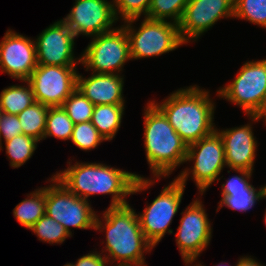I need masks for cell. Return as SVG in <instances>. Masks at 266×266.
<instances>
[{
	"mask_svg": "<svg viewBox=\"0 0 266 266\" xmlns=\"http://www.w3.org/2000/svg\"><path fill=\"white\" fill-rule=\"evenodd\" d=\"M182 218L176 235V244L187 266L197 260L207 248L212 236V228L206 211L200 200H193L182 212Z\"/></svg>",
	"mask_w": 266,
	"mask_h": 266,
	"instance_id": "12",
	"label": "cell"
},
{
	"mask_svg": "<svg viewBox=\"0 0 266 266\" xmlns=\"http://www.w3.org/2000/svg\"><path fill=\"white\" fill-rule=\"evenodd\" d=\"M234 18V0H189L178 24L184 43L195 40L221 18Z\"/></svg>",
	"mask_w": 266,
	"mask_h": 266,
	"instance_id": "13",
	"label": "cell"
},
{
	"mask_svg": "<svg viewBox=\"0 0 266 266\" xmlns=\"http://www.w3.org/2000/svg\"><path fill=\"white\" fill-rule=\"evenodd\" d=\"M64 266H73V263H67Z\"/></svg>",
	"mask_w": 266,
	"mask_h": 266,
	"instance_id": "39",
	"label": "cell"
},
{
	"mask_svg": "<svg viewBox=\"0 0 266 266\" xmlns=\"http://www.w3.org/2000/svg\"><path fill=\"white\" fill-rule=\"evenodd\" d=\"M46 210V187L36 189L13 209L16 220L27 229L31 228Z\"/></svg>",
	"mask_w": 266,
	"mask_h": 266,
	"instance_id": "20",
	"label": "cell"
},
{
	"mask_svg": "<svg viewBox=\"0 0 266 266\" xmlns=\"http://www.w3.org/2000/svg\"><path fill=\"white\" fill-rule=\"evenodd\" d=\"M187 161L194 162L192 170L191 168L184 169L177 179L186 186L189 173H191L200 194L203 195L226 165L224 144L219 133L215 130L212 134L188 145Z\"/></svg>",
	"mask_w": 266,
	"mask_h": 266,
	"instance_id": "6",
	"label": "cell"
},
{
	"mask_svg": "<svg viewBox=\"0 0 266 266\" xmlns=\"http://www.w3.org/2000/svg\"><path fill=\"white\" fill-rule=\"evenodd\" d=\"M234 17L266 28V0H234Z\"/></svg>",
	"mask_w": 266,
	"mask_h": 266,
	"instance_id": "28",
	"label": "cell"
},
{
	"mask_svg": "<svg viewBox=\"0 0 266 266\" xmlns=\"http://www.w3.org/2000/svg\"><path fill=\"white\" fill-rule=\"evenodd\" d=\"M73 34L96 36L113 30L117 21L113 1L107 0H76L70 13L62 19Z\"/></svg>",
	"mask_w": 266,
	"mask_h": 266,
	"instance_id": "14",
	"label": "cell"
},
{
	"mask_svg": "<svg viewBox=\"0 0 266 266\" xmlns=\"http://www.w3.org/2000/svg\"><path fill=\"white\" fill-rule=\"evenodd\" d=\"M262 188V198H266V185L265 186H261Z\"/></svg>",
	"mask_w": 266,
	"mask_h": 266,
	"instance_id": "37",
	"label": "cell"
},
{
	"mask_svg": "<svg viewBox=\"0 0 266 266\" xmlns=\"http://www.w3.org/2000/svg\"><path fill=\"white\" fill-rule=\"evenodd\" d=\"M38 142L36 138L24 134L5 141L6 154L10 159L11 167L18 168L26 163L37 149Z\"/></svg>",
	"mask_w": 266,
	"mask_h": 266,
	"instance_id": "23",
	"label": "cell"
},
{
	"mask_svg": "<svg viewBox=\"0 0 266 266\" xmlns=\"http://www.w3.org/2000/svg\"><path fill=\"white\" fill-rule=\"evenodd\" d=\"M151 1L152 0H113L115 16L118 20V15H120L124 21L140 18L142 13L145 15L144 17H147Z\"/></svg>",
	"mask_w": 266,
	"mask_h": 266,
	"instance_id": "31",
	"label": "cell"
},
{
	"mask_svg": "<svg viewBox=\"0 0 266 266\" xmlns=\"http://www.w3.org/2000/svg\"><path fill=\"white\" fill-rule=\"evenodd\" d=\"M35 41L7 30L0 42V68L11 78L27 81L37 67Z\"/></svg>",
	"mask_w": 266,
	"mask_h": 266,
	"instance_id": "16",
	"label": "cell"
},
{
	"mask_svg": "<svg viewBox=\"0 0 266 266\" xmlns=\"http://www.w3.org/2000/svg\"><path fill=\"white\" fill-rule=\"evenodd\" d=\"M73 128V121L61 106L49 107L43 139L53 136L64 141L70 140Z\"/></svg>",
	"mask_w": 266,
	"mask_h": 266,
	"instance_id": "24",
	"label": "cell"
},
{
	"mask_svg": "<svg viewBox=\"0 0 266 266\" xmlns=\"http://www.w3.org/2000/svg\"><path fill=\"white\" fill-rule=\"evenodd\" d=\"M123 79L118 74L92 73L88 78L77 74V89L94 105H124Z\"/></svg>",
	"mask_w": 266,
	"mask_h": 266,
	"instance_id": "18",
	"label": "cell"
},
{
	"mask_svg": "<svg viewBox=\"0 0 266 266\" xmlns=\"http://www.w3.org/2000/svg\"><path fill=\"white\" fill-rule=\"evenodd\" d=\"M61 107L74 124L91 121L95 105L76 89Z\"/></svg>",
	"mask_w": 266,
	"mask_h": 266,
	"instance_id": "26",
	"label": "cell"
},
{
	"mask_svg": "<svg viewBox=\"0 0 266 266\" xmlns=\"http://www.w3.org/2000/svg\"><path fill=\"white\" fill-rule=\"evenodd\" d=\"M138 19L124 21L127 24L122 25L129 39L131 59L160 56L185 44L177 24L145 17L139 29L135 30L131 25Z\"/></svg>",
	"mask_w": 266,
	"mask_h": 266,
	"instance_id": "5",
	"label": "cell"
},
{
	"mask_svg": "<svg viewBox=\"0 0 266 266\" xmlns=\"http://www.w3.org/2000/svg\"><path fill=\"white\" fill-rule=\"evenodd\" d=\"M125 105L103 104L95 105L91 123L106 141H110L118 132Z\"/></svg>",
	"mask_w": 266,
	"mask_h": 266,
	"instance_id": "19",
	"label": "cell"
},
{
	"mask_svg": "<svg viewBox=\"0 0 266 266\" xmlns=\"http://www.w3.org/2000/svg\"><path fill=\"white\" fill-rule=\"evenodd\" d=\"M188 2L189 0H152L146 18L160 21L171 18L178 25Z\"/></svg>",
	"mask_w": 266,
	"mask_h": 266,
	"instance_id": "25",
	"label": "cell"
},
{
	"mask_svg": "<svg viewBox=\"0 0 266 266\" xmlns=\"http://www.w3.org/2000/svg\"><path fill=\"white\" fill-rule=\"evenodd\" d=\"M223 265H224L223 263H221V264L219 263V264H218V265H216V266H223ZM226 266H227V265H226ZM230 266H231V265H230Z\"/></svg>",
	"mask_w": 266,
	"mask_h": 266,
	"instance_id": "40",
	"label": "cell"
},
{
	"mask_svg": "<svg viewBox=\"0 0 266 266\" xmlns=\"http://www.w3.org/2000/svg\"><path fill=\"white\" fill-rule=\"evenodd\" d=\"M2 115H3V110H2V108L0 107V122H1V117H2Z\"/></svg>",
	"mask_w": 266,
	"mask_h": 266,
	"instance_id": "38",
	"label": "cell"
},
{
	"mask_svg": "<svg viewBox=\"0 0 266 266\" xmlns=\"http://www.w3.org/2000/svg\"><path fill=\"white\" fill-rule=\"evenodd\" d=\"M239 173L241 176H233L228 179L226 183L222 184V192H238L243 190H257L254 188L248 181L252 177L250 171L245 170H234Z\"/></svg>",
	"mask_w": 266,
	"mask_h": 266,
	"instance_id": "33",
	"label": "cell"
},
{
	"mask_svg": "<svg viewBox=\"0 0 266 266\" xmlns=\"http://www.w3.org/2000/svg\"><path fill=\"white\" fill-rule=\"evenodd\" d=\"M185 186L175 178L171 184L164 187L161 193L144 208L142 214H138L140 227L145 238L155 247L168 229L173 217L178 212Z\"/></svg>",
	"mask_w": 266,
	"mask_h": 266,
	"instance_id": "10",
	"label": "cell"
},
{
	"mask_svg": "<svg viewBox=\"0 0 266 266\" xmlns=\"http://www.w3.org/2000/svg\"><path fill=\"white\" fill-rule=\"evenodd\" d=\"M70 140L85 151L94 149L102 141H106L91 121L74 124Z\"/></svg>",
	"mask_w": 266,
	"mask_h": 266,
	"instance_id": "30",
	"label": "cell"
},
{
	"mask_svg": "<svg viewBox=\"0 0 266 266\" xmlns=\"http://www.w3.org/2000/svg\"><path fill=\"white\" fill-rule=\"evenodd\" d=\"M144 146L154 178L169 176L186 162L187 144L163 112L150 101L144 109Z\"/></svg>",
	"mask_w": 266,
	"mask_h": 266,
	"instance_id": "4",
	"label": "cell"
},
{
	"mask_svg": "<svg viewBox=\"0 0 266 266\" xmlns=\"http://www.w3.org/2000/svg\"><path fill=\"white\" fill-rule=\"evenodd\" d=\"M209 97V91L193 85L175 91L161 104L152 102L188 146L216 130L213 123L215 106Z\"/></svg>",
	"mask_w": 266,
	"mask_h": 266,
	"instance_id": "3",
	"label": "cell"
},
{
	"mask_svg": "<svg viewBox=\"0 0 266 266\" xmlns=\"http://www.w3.org/2000/svg\"><path fill=\"white\" fill-rule=\"evenodd\" d=\"M50 186L46 187L45 214L63 225L72 235L71 227L95 229L96 213L88 200L79 198L60 182L55 176Z\"/></svg>",
	"mask_w": 266,
	"mask_h": 266,
	"instance_id": "8",
	"label": "cell"
},
{
	"mask_svg": "<svg viewBox=\"0 0 266 266\" xmlns=\"http://www.w3.org/2000/svg\"><path fill=\"white\" fill-rule=\"evenodd\" d=\"M264 220H265V224H266V212H265Z\"/></svg>",
	"mask_w": 266,
	"mask_h": 266,
	"instance_id": "41",
	"label": "cell"
},
{
	"mask_svg": "<svg viewBox=\"0 0 266 266\" xmlns=\"http://www.w3.org/2000/svg\"><path fill=\"white\" fill-rule=\"evenodd\" d=\"M236 266H264L260 262L256 261L255 259L250 257H241L238 261Z\"/></svg>",
	"mask_w": 266,
	"mask_h": 266,
	"instance_id": "36",
	"label": "cell"
},
{
	"mask_svg": "<svg viewBox=\"0 0 266 266\" xmlns=\"http://www.w3.org/2000/svg\"><path fill=\"white\" fill-rule=\"evenodd\" d=\"M75 37L63 20L54 22L35 40L37 64L76 66L81 58L73 56Z\"/></svg>",
	"mask_w": 266,
	"mask_h": 266,
	"instance_id": "15",
	"label": "cell"
},
{
	"mask_svg": "<svg viewBox=\"0 0 266 266\" xmlns=\"http://www.w3.org/2000/svg\"><path fill=\"white\" fill-rule=\"evenodd\" d=\"M20 134H23V130L18 116L3 113L0 122V151L2 150V136L5 142Z\"/></svg>",
	"mask_w": 266,
	"mask_h": 266,
	"instance_id": "32",
	"label": "cell"
},
{
	"mask_svg": "<svg viewBox=\"0 0 266 266\" xmlns=\"http://www.w3.org/2000/svg\"><path fill=\"white\" fill-rule=\"evenodd\" d=\"M102 218V221H105L104 224L96 215L95 230L105 229L106 231L104 251L107 256L105 254L104 256L107 262L111 263V259L119 261L117 266H147L143 255L154 246L145 238L135 210L129 204L118 207L109 206L103 212Z\"/></svg>",
	"mask_w": 266,
	"mask_h": 266,
	"instance_id": "2",
	"label": "cell"
},
{
	"mask_svg": "<svg viewBox=\"0 0 266 266\" xmlns=\"http://www.w3.org/2000/svg\"><path fill=\"white\" fill-rule=\"evenodd\" d=\"M22 82L27 83V86L12 85L2 90L0 107L3 113L18 115L36 102L30 83L28 81Z\"/></svg>",
	"mask_w": 266,
	"mask_h": 266,
	"instance_id": "21",
	"label": "cell"
},
{
	"mask_svg": "<svg viewBox=\"0 0 266 266\" xmlns=\"http://www.w3.org/2000/svg\"><path fill=\"white\" fill-rule=\"evenodd\" d=\"M249 119H252L251 121H259L261 118L265 120L266 123V93L261 105L260 110L255 115H249Z\"/></svg>",
	"mask_w": 266,
	"mask_h": 266,
	"instance_id": "35",
	"label": "cell"
},
{
	"mask_svg": "<svg viewBox=\"0 0 266 266\" xmlns=\"http://www.w3.org/2000/svg\"><path fill=\"white\" fill-rule=\"evenodd\" d=\"M262 198V188L259 190H243L238 192H222V199L220 200L219 208L225 205L233 210L246 212L251 209L256 201Z\"/></svg>",
	"mask_w": 266,
	"mask_h": 266,
	"instance_id": "29",
	"label": "cell"
},
{
	"mask_svg": "<svg viewBox=\"0 0 266 266\" xmlns=\"http://www.w3.org/2000/svg\"><path fill=\"white\" fill-rule=\"evenodd\" d=\"M81 64L86 71L96 74H118L125 62L132 60L130 44L123 26L92 37L81 55ZM117 71V72H115Z\"/></svg>",
	"mask_w": 266,
	"mask_h": 266,
	"instance_id": "7",
	"label": "cell"
},
{
	"mask_svg": "<svg viewBox=\"0 0 266 266\" xmlns=\"http://www.w3.org/2000/svg\"><path fill=\"white\" fill-rule=\"evenodd\" d=\"M97 251L88 253L73 263V266H107V259Z\"/></svg>",
	"mask_w": 266,
	"mask_h": 266,
	"instance_id": "34",
	"label": "cell"
},
{
	"mask_svg": "<svg viewBox=\"0 0 266 266\" xmlns=\"http://www.w3.org/2000/svg\"><path fill=\"white\" fill-rule=\"evenodd\" d=\"M38 240L48 242V243H62L67 237L72 236L68 231L63 227L62 224L55 221L53 218L48 215H43L31 228Z\"/></svg>",
	"mask_w": 266,
	"mask_h": 266,
	"instance_id": "27",
	"label": "cell"
},
{
	"mask_svg": "<svg viewBox=\"0 0 266 266\" xmlns=\"http://www.w3.org/2000/svg\"><path fill=\"white\" fill-rule=\"evenodd\" d=\"M77 74L76 66L38 64L27 81L37 102L56 107L77 89Z\"/></svg>",
	"mask_w": 266,
	"mask_h": 266,
	"instance_id": "11",
	"label": "cell"
},
{
	"mask_svg": "<svg viewBox=\"0 0 266 266\" xmlns=\"http://www.w3.org/2000/svg\"><path fill=\"white\" fill-rule=\"evenodd\" d=\"M265 93L266 59L246 62L233 82L217 91L219 97L239 105L247 116L260 110Z\"/></svg>",
	"mask_w": 266,
	"mask_h": 266,
	"instance_id": "9",
	"label": "cell"
},
{
	"mask_svg": "<svg viewBox=\"0 0 266 266\" xmlns=\"http://www.w3.org/2000/svg\"><path fill=\"white\" fill-rule=\"evenodd\" d=\"M216 131L223 140L226 166L232 170L253 172L257 141L251 125Z\"/></svg>",
	"mask_w": 266,
	"mask_h": 266,
	"instance_id": "17",
	"label": "cell"
},
{
	"mask_svg": "<svg viewBox=\"0 0 266 266\" xmlns=\"http://www.w3.org/2000/svg\"><path fill=\"white\" fill-rule=\"evenodd\" d=\"M48 109L49 106L36 101L17 115L24 135L43 139Z\"/></svg>",
	"mask_w": 266,
	"mask_h": 266,
	"instance_id": "22",
	"label": "cell"
},
{
	"mask_svg": "<svg viewBox=\"0 0 266 266\" xmlns=\"http://www.w3.org/2000/svg\"><path fill=\"white\" fill-rule=\"evenodd\" d=\"M57 172L54 176L62 182L72 194L88 200L91 195L112 194L110 207L129 204L127 195L148 189L155 183L132 172L113 168L102 163H78Z\"/></svg>",
	"mask_w": 266,
	"mask_h": 266,
	"instance_id": "1",
	"label": "cell"
}]
</instances>
